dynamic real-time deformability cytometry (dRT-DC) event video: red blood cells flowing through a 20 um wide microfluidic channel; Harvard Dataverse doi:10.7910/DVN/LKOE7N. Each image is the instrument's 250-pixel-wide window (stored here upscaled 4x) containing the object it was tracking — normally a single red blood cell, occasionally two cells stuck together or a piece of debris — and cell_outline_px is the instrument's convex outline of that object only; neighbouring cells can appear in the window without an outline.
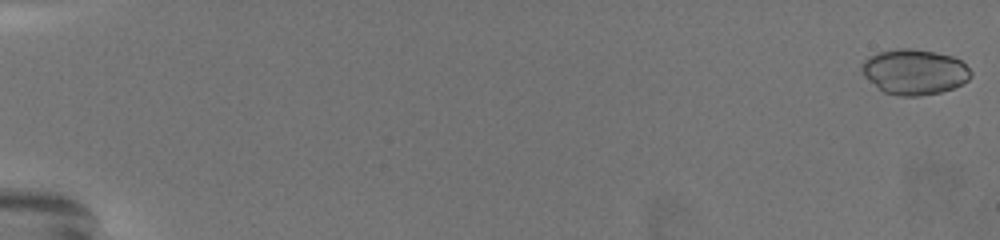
{"species": "common noctule bat (a hibernating species)", "species_latin": "Nyctalus noctula", "temperature_condition": "warm", "stored_images_in_passage": 73, "camera_frame_rate_fps": 3000, "um_per_image_px": 0.085, "animal": {"sex": "female", "body_mass_g": 19.5, "forearm_length_mm": 54.1}, "frame": {"image": 1, "passage_image": 1, "time_ms": 0.0, "image_size_px": [1000, 240], "cell_outline_px": [[972, 76], [968, 80], [952, 88], [940, 92], [920, 96], [900, 96], [884, 92], [864, 76], [860, 68], [860, 64], [868, 56], [876, 52], [900, 48], [908, 48], [936, 52], [952, 56], [960, 60], [972, 72]], "centroid_in_image_um": [77.7, 6.1], "position_along_channel_um": 7.3, "area_um2": 28.84}}
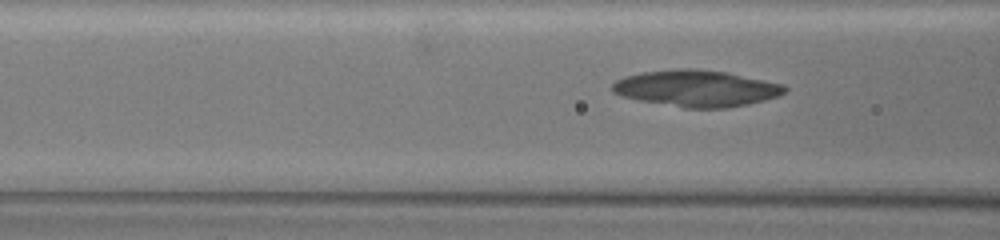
{"frame": {"image": 2, "passage_image": 32, "time_ms": 10.333, "image_size_px": [1000, 240], "cell_outline_px": [[788, 88], [780, 96], [748, 104], [728, 108], [684, 108], [640, 100], [620, 96], [612, 92], [612, 84], [616, 80], [624, 76], [644, 72], [676, 68], [696, 68], [728, 72], [784, 84]], "centroid_in_image_um": [59.21, 7.5], "position_along_channel_um": 107.4, "area_um2": 36.93}}
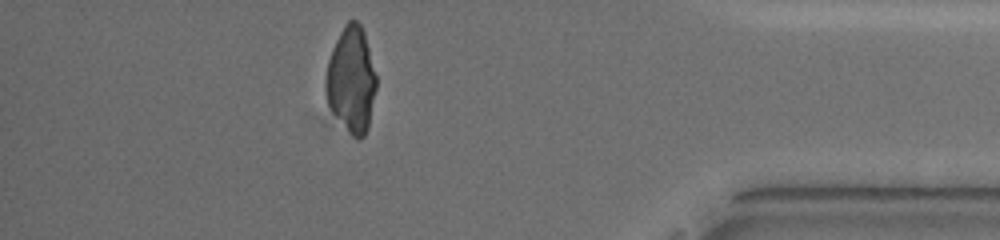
{"frame": {"image": 3, "passage_image": 65, "time_ms": 21.333, "image_size_px": [1000, 240], "cell_outline_px": [[376, 88], [368, 128], [364, 136], [360, 140], [352, 136], [332, 112], [328, 104], [324, 92], [324, 88], [328, 60], [332, 48], [344, 24], [348, 20], [356, 20], [360, 24], [364, 32], [376, 76]], "centroid_in_image_um": [29.85, 6.79], "position_along_channel_um": 405.4, "area_um2": 31.15}}